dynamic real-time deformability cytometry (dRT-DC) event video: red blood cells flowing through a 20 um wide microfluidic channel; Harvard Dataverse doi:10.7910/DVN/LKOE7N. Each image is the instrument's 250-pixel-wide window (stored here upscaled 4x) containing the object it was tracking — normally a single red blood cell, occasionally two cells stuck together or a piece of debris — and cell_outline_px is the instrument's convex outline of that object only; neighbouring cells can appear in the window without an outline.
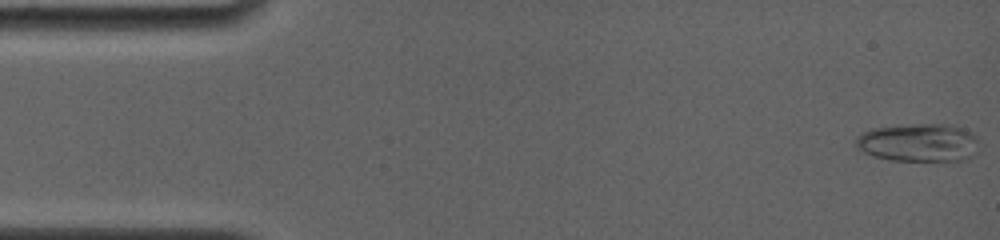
{"species": "common noctule bat (a hibernating species)", "species_latin": "Nyctalus noctula", "temperature_condition": "room temperature", "stored_images_in_passage": 61, "camera_frame_rate_fps": 4000, "um_per_image_px": 0.085, "animal": {"sex": "female", "body_mass_g": 19.0, "forearm_length_mm": 56.7}, "frame": {"image": 1, "passage_image": 2, "time_ms": 0.25, "image_size_px": [1000, 240], "cell_outline_px": [[960, 132], [944, 160], [896, 160], [876, 156], [864, 152], [856, 144], [856, 140], [864, 132], [880, 128], [948, 128]], "centroid_in_image_um": [77.22, 12.17], "position_along_channel_um": 7.8, "area_um2": 20.06}}
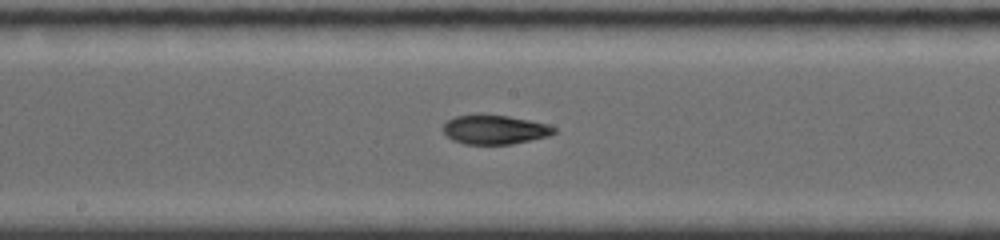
{"frame": {"image": 2, "passage_image": 29, "time_ms": 8.5, "image_size_px": [1000, 240], "cell_outline_px": [[556, 132], [548, 136], [512, 144], [464, 144], [452, 140], [444, 132], [444, 124], [448, 120], [456, 116], [476, 112], [480, 112], [508, 116], [548, 124], [556, 128]], "centroid_in_image_um": [42.03, 10.99], "position_along_channel_um": 206.2, "area_um2": 19.19}}
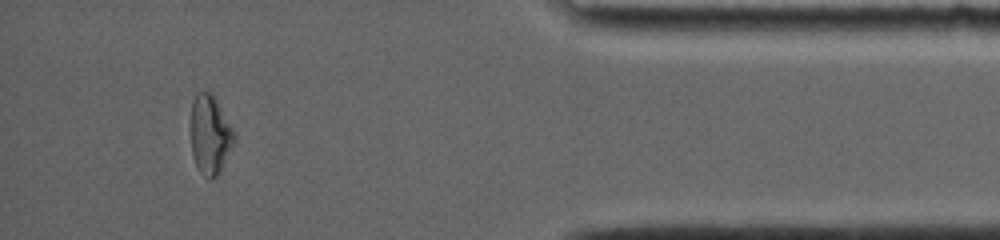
{"frame": {"image": 3, "passage_image": 53, "time_ms": 14.75, "image_size_px": [1000, 240], "cell_outline_px": [[236, 136], [220, 172], [216, 176], [208, 180], [200, 172], [192, 156], [192, 100], [196, 92], [212, 92], [236, 132]], "centroid_in_image_um": [17.87, 11.43], "position_along_channel_um": 417.3, "area_um2": 19.94}}